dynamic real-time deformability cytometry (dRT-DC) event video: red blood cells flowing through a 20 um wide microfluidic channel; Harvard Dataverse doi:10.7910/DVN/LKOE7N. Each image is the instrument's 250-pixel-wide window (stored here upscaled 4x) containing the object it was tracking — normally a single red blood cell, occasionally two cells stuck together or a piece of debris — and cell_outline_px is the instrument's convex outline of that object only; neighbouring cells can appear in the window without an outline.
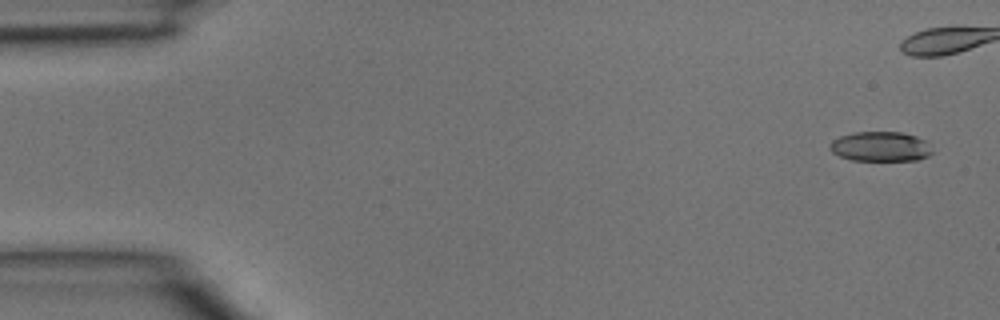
{"species": "common noctule bat (a hibernating species)", "species_latin": "Nyctalus noctula", "temperature_condition": "room temperature", "stored_images_in_passage": 7, "camera_frame_rate_fps": 3000, "um_per_image_px": 0.085, "animal": {"sex": "male", "body_mass_g": 15.6}, "frame": {"image": 1, "passage_image": 1, "time_ms": 0.0, "image_size_px": [1000, 320], "cell_outline_px": [[932, 152], [928, 156], [916, 160], [852, 160], [840, 156], [832, 152], [828, 148], [832, 140], [840, 136], [852, 132], [900, 132], [916, 136], [928, 140]], "centroid_in_image_um": [74.84, 12.44], "position_along_channel_um": 10.2, "area_um2": 17.86}}